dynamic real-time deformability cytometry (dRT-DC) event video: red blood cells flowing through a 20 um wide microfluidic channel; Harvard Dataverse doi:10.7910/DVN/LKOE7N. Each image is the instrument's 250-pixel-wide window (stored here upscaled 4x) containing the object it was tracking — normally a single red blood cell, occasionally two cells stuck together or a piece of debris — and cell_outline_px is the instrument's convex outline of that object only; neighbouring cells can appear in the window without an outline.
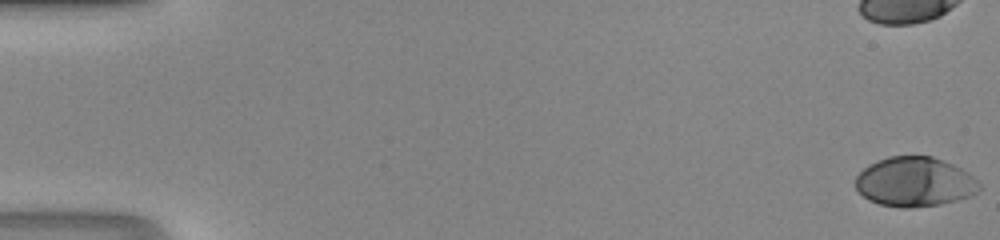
{"species": "human", "species_latin": "Homo sapiens", "temperature_condition": "room temperature", "stored_images_in_passage": 49, "camera_frame_rate_fps": 3000, "um_per_image_px": 0.085, "donor": {"sex": "male"}, "frame": {"image": 1, "passage_image": 1, "time_ms": 0.0, "image_size_px": [1000, 240], "cell_outline_px": [[980, 188], [972, 196], [940, 204], [908, 208], [900, 208], [880, 204], [868, 200], [856, 188], [852, 180], [868, 164], [876, 160], [888, 156], [932, 156], [952, 164], [968, 172], [980, 184]], "centroid_in_image_um": [77.71, 15.46], "position_along_channel_um": 7.3, "area_um2": 35.89}}
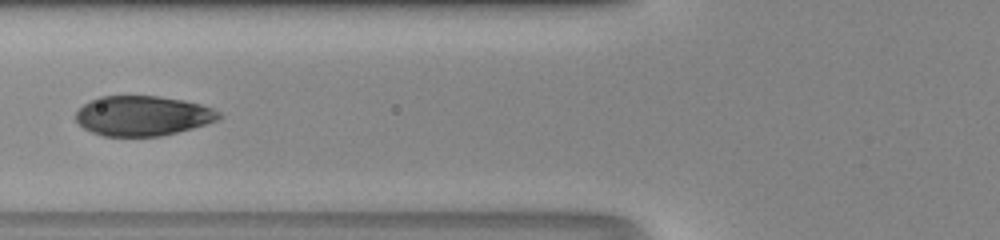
{"frame": {"image": 2, "passage_image": 21, "time_ms": 6.667, "image_size_px": [1000, 240], "cell_outline_px": [[220, 116], [216, 120], [192, 128], [160, 136], [104, 136], [92, 132], [84, 128], [76, 120], [76, 112], [84, 104], [100, 96], [156, 96], [184, 100], [200, 104], [212, 108], [220, 112]], "centroid_in_image_um": [12.11, 9.84], "position_along_channel_um": 113.7, "area_um2": 32.95}}
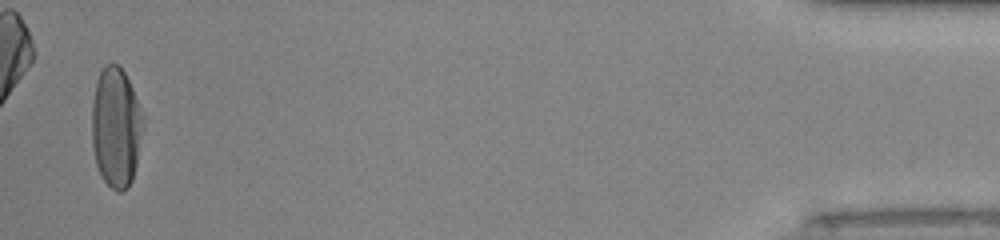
{"frame": {"image": 3, "passage_image": 48, "time_ms": 15.667, "image_size_px": [1000, 240], "cell_outline_px": [[144, 128], [136, 164], [132, 180], [128, 188], [120, 192], [116, 192], [100, 176], [96, 164], [92, 144], [92, 100], [96, 80], [104, 64], [116, 64], [124, 72], [132, 88], [144, 116]], "centroid_in_image_um": [9.86, 10.84], "position_along_channel_um": 425.3, "area_um2": 36.18}}